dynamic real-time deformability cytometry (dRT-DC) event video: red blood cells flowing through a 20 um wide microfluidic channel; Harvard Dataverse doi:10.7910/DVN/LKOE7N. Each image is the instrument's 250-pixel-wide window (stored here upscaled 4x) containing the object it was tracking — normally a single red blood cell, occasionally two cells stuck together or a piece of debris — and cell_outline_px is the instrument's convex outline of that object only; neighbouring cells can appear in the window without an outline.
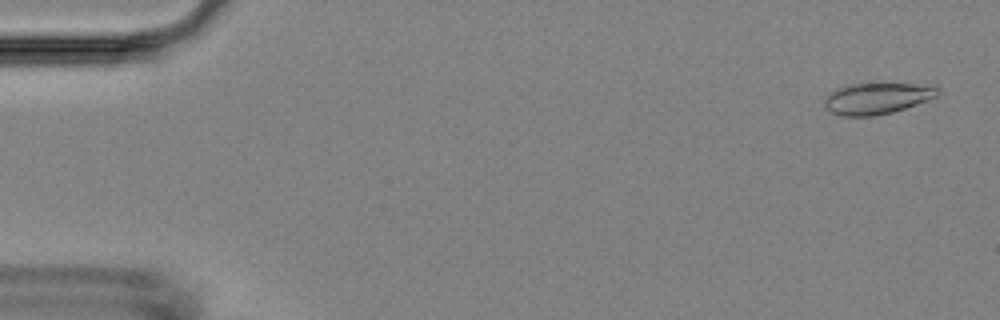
{"species": "Egyptian fruit bat (a non-hibernating species)", "species_latin": "Rousettus aegyptiacus", "temperature_condition": "room temperature", "stored_images_in_passage": 54, "camera_frame_rate_fps": 3000, "um_per_image_px": 0.085, "animal": {"sex": "female"}, "frame": {"image": 1, "passage_image": 2, "time_ms": 0.333, "image_size_px": [1000, 320], "cell_outline_px": [[940, 92], [936, 96], [928, 100], [892, 112], [876, 116], [840, 116], [824, 108], [824, 96], [828, 92], [836, 88], [848, 84], [880, 80], [916, 84], [940, 88]], "centroid_in_image_um": [74.48, 8.31], "position_along_channel_um": 10.5, "area_um2": 21.68}}
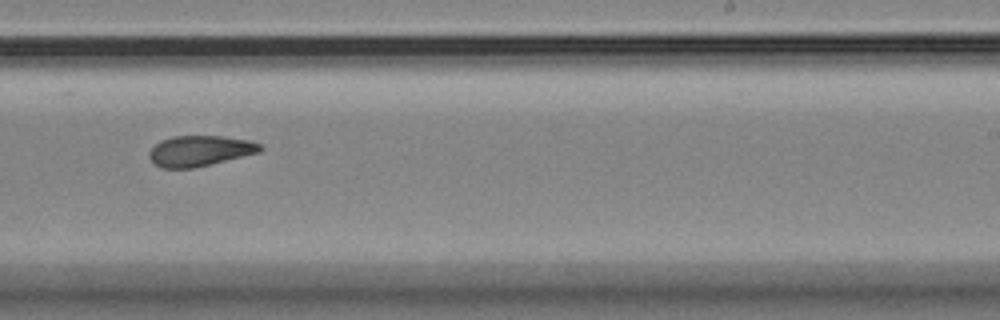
{"frame": {"image": 2, "passage_image": 34, "time_ms": 11.0, "image_size_px": [1000, 320], "cell_outline_px": [[264, 148], [260, 152], [212, 164], [192, 168], [160, 168], [148, 156], [148, 152], [160, 140], [172, 136], [224, 136], [248, 140], [260, 144]], "centroid_in_image_um": [16.99, 12.82], "position_along_channel_um": 272.0, "area_um2": 19.83}}
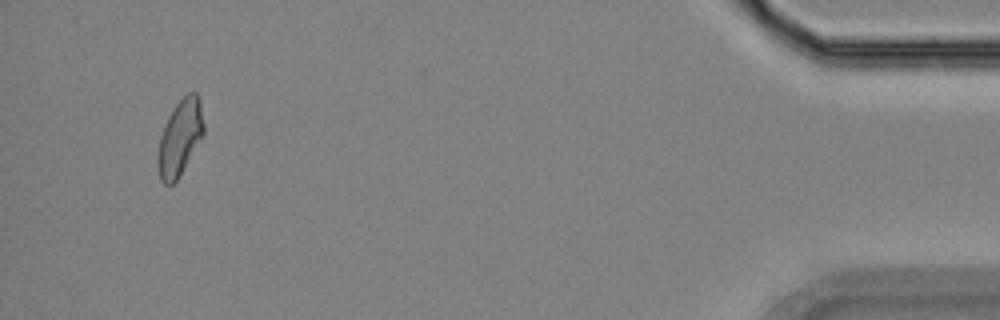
{"frame": {"image": 3, "passage_image": 52, "time_ms": 17.0, "image_size_px": [1000, 320], "cell_outline_px": [[204, 136], [176, 180], [172, 184], [164, 184], [160, 180], [156, 156], [160, 136], [164, 124], [168, 116], [176, 104], [188, 92], [196, 92], [200, 100], [204, 124]], "centroid_in_image_um": [15.29, 11.69], "position_along_channel_um": 419.9, "area_um2": 20.35}, "authors_computed_cell_mechanics": {"area_um2": 20.4612, "velocity_mm_per_s": 3.6521, "shape_relaxation_time_tau1_ms": null, "shape_relaxation_time_tau2_ms": 2.7069, "deformation_change_tau1": null, "deformation_change_tau2": 0.0955}}